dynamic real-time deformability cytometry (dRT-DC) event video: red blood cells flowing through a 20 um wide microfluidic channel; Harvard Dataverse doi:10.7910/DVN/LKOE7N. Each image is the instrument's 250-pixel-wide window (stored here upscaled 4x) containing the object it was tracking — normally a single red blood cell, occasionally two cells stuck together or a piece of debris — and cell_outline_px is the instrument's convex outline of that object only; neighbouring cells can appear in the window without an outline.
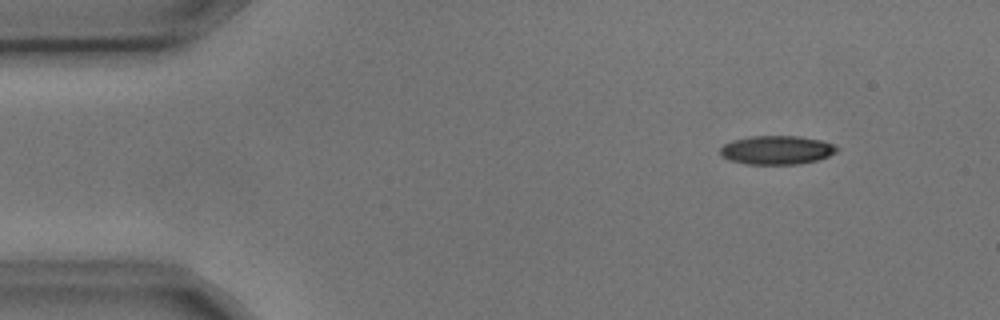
{"species": "common noctule bat (a hibernating species)", "species_latin": "Nyctalus noctula", "temperature_condition": "cold", "stored_images_in_passage": 6, "camera_frame_rate_fps": 3000, "um_per_image_px": 0.085, "animal": {"sex": "male", "body_mass_g": 17.9, "forearm_length_mm": 54.2}, "frame": {"image": 1, "passage_image": 6, "time_ms": 1.667, "image_size_px": [1000, 320], "cell_outline_px": [[840, 148], [836, 152], [828, 156], [816, 160], [800, 164], [744, 164], [728, 160], [720, 156], [720, 148], [724, 144], [732, 140], [752, 136], [800, 136], [820, 140], [832, 144]], "centroid_in_image_um": [65.99, 12.76], "position_along_channel_um": 19.0, "area_um2": 19.65}}